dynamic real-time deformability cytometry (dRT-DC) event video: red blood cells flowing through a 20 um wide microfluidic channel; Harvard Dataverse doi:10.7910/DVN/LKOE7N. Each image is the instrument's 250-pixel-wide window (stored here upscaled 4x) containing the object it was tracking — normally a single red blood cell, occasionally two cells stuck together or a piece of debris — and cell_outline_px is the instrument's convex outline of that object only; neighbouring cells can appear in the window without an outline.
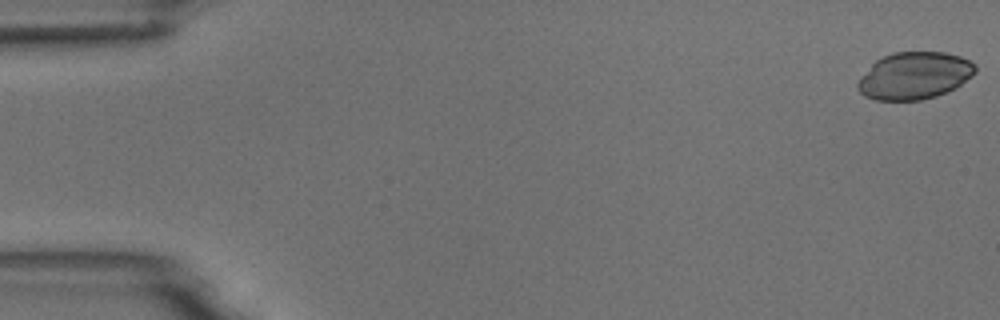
{"species": "common noctule bat (a hibernating species)", "species_latin": "Nyctalus noctula", "temperature_condition": "room temperature", "stored_images_in_passage": 5, "camera_frame_rate_fps": 3000, "um_per_image_px": 0.085, "animal": {"sex": "male", "body_mass_g": 18.8}, "frame": {"image": 1, "passage_image": 1, "time_ms": 0.0, "image_size_px": [1000, 320], "cell_outline_px": [[976, 72], [972, 76], [956, 88], [936, 96], [920, 100], [876, 100], [864, 96], [856, 88], [856, 84], [872, 64], [876, 60], [892, 52], [944, 52], [960, 56], [976, 64]], "centroid_in_image_um": [77.74, 6.43], "position_along_channel_um": 7.3, "area_um2": 32.31}}